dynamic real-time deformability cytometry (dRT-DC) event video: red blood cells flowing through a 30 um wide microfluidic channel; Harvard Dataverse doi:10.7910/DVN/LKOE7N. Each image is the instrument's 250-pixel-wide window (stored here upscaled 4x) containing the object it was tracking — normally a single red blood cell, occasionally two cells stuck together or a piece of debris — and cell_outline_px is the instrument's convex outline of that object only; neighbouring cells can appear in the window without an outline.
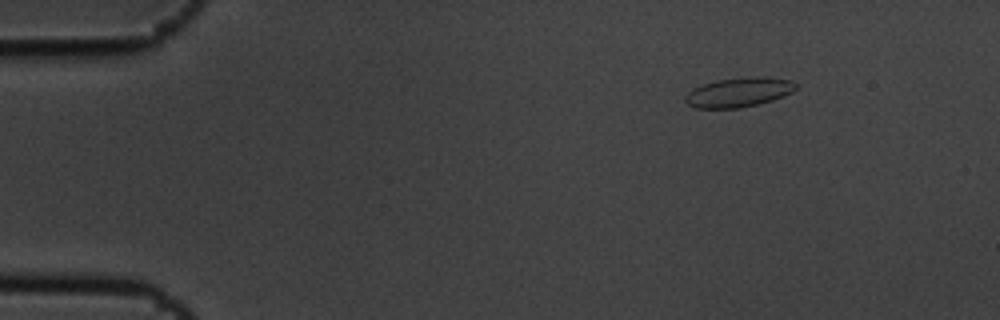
{"species": "common noctule bat (a hibernating species)", "species_latin": "Nyctalus noctula", "temperature_condition": "cold", "stored_images_in_passage": 5, "camera_frame_rate_fps": 3000, "um_per_image_px": 0.085, "animal": {"sex": "male", "body_mass_g": 19.5, "forearm_length_mm": 54.6}, "frame": {"image": 1, "passage_image": 2, "time_ms": 0.333, "image_size_px": [1000, 320], "cell_outline_px": [[796, 88], [792, 92], [784, 96], [772, 100], [740, 108], [696, 108], [688, 104], [684, 100], [684, 96], [692, 88], [716, 80], [752, 76], [768, 76], [792, 80], [796, 84]], "centroid_in_image_um": [62.8, 7.83], "position_along_channel_um": 22.2, "area_um2": 19.13}}